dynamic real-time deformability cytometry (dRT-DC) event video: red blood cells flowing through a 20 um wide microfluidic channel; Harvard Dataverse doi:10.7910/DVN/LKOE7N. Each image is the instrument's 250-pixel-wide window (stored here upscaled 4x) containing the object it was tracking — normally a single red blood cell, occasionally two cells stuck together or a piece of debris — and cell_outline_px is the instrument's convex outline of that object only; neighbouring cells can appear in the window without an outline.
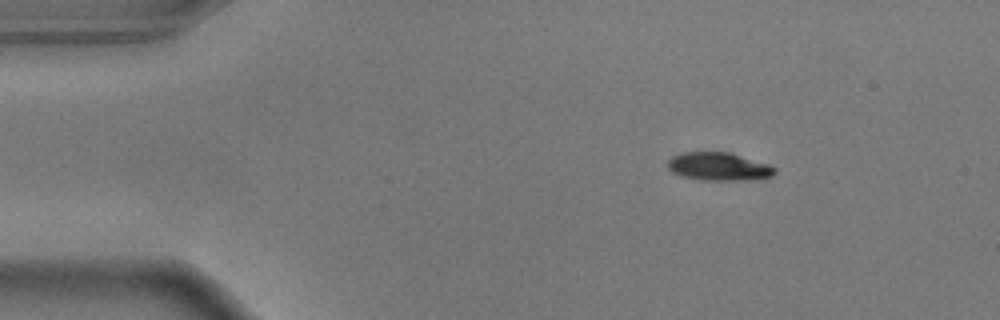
{"species": "common noctule bat (a hibernating species)", "species_latin": "Nyctalus noctula", "temperature_condition": "warm", "stored_images_in_passage": 48, "camera_frame_rate_fps": 3000, "um_per_image_px": 0.085, "animal": {"sex": "male", "body_mass_g": 17.9}, "frame": {"image": 1, "passage_image": 1, "time_ms": 0.0, "image_size_px": [1000, 320], "cell_outline_px": [[776, 172], [772, 176], [744, 180], [704, 180], [680, 176], [672, 172], [668, 168], [668, 160], [672, 156], [680, 152], [728, 152], [772, 164], [776, 168]], "centroid_in_image_um": [61.1, 14.15], "position_along_channel_um": 23.9, "area_um2": 17.69}}
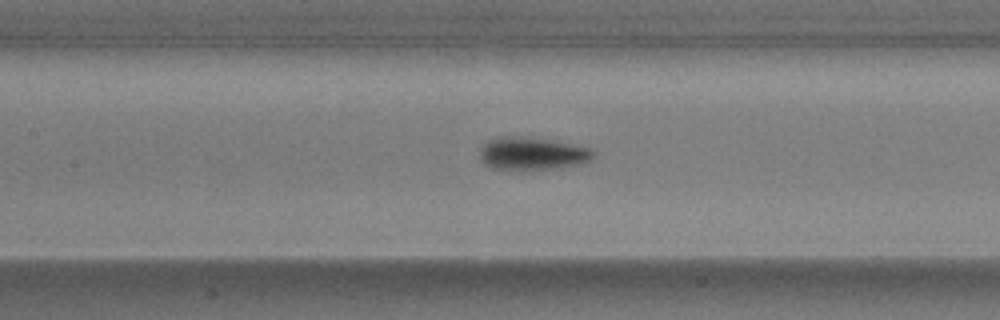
{"frame": {"image": 2, "passage_image": 18, "time_ms": 5.667, "image_size_px": [1000, 320], "cell_outline_px": [[596, 152], [592, 160], [576, 164], [556, 168], [492, 168], [484, 164], [480, 160], [480, 148], [488, 140], [500, 136], [520, 136], [552, 140], [592, 148]], "centroid_in_image_um": [45.24, 13.02], "position_along_channel_um": 162.2, "area_um2": 21.39}}
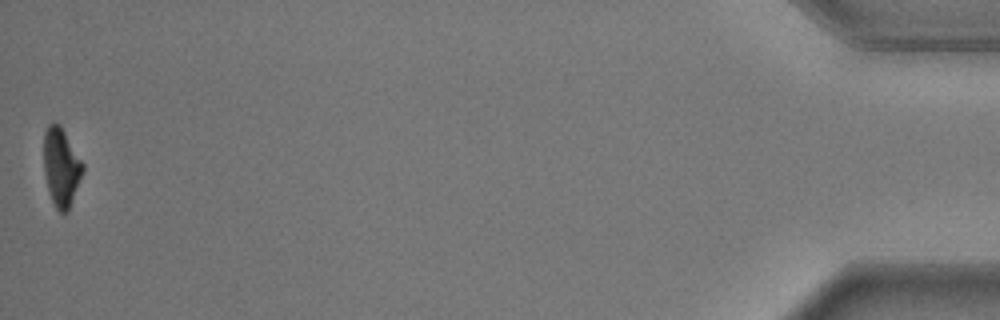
{"frame": {"image": 3, "passage_image": 48, "time_ms": 15.667, "image_size_px": [1000, 320], "cell_outline_px": [[84, 172], [68, 212], [60, 212], [56, 208], [52, 200], [48, 188], [44, 172], [44, 132], [48, 124], [60, 124], [84, 164]], "centroid_in_image_um": [5.22, 14.21], "position_along_channel_um": 430.0, "area_um2": 17.8}, "authors_computed_cell_mechanics": {"area_um2": 19.652, "velocity_mm_per_s": 3.6512, "shape_relaxation_time_tau1_ms": 1.9756, "shape_relaxation_time_tau2_ms": 1.8837, "deformation_change_tau1": 0.1599, "deformation_change_tau2": 0.0734}}